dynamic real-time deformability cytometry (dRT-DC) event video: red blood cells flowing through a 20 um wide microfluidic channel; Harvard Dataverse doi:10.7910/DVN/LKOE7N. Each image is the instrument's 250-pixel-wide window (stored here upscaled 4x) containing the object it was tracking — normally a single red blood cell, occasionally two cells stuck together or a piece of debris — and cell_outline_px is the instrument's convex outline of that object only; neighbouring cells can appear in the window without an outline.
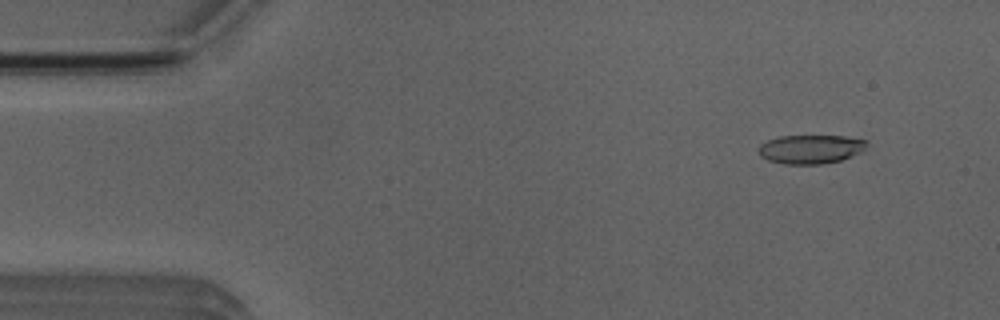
{"species": "Egyptian fruit bat (a non-hibernating species)", "species_latin": "Rousettus aegyptiacus", "temperature_condition": "room temperature", "stored_images_in_passage": 6, "camera_frame_rate_fps": 3000, "um_per_image_px": 0.085, "animal": {"sex": "male"}, "frame": {"image": 1, "passage_image": 2, "time_ms": 1.0, "image_size_px": [1000, 320], "cell_outline_px": [[868, 144], [860, 152], [852, 156], [840, 160], [820, 164], [784, 164], [768, 160], [760, 156], [756, 148], [760, 144], [768, 140], [780, 136], [844, 136], [868, 140]], "centroid_in_image_um": [68.88, 12.67], "position_along_channel_um": 16.1, "area_um2": 18.26}}